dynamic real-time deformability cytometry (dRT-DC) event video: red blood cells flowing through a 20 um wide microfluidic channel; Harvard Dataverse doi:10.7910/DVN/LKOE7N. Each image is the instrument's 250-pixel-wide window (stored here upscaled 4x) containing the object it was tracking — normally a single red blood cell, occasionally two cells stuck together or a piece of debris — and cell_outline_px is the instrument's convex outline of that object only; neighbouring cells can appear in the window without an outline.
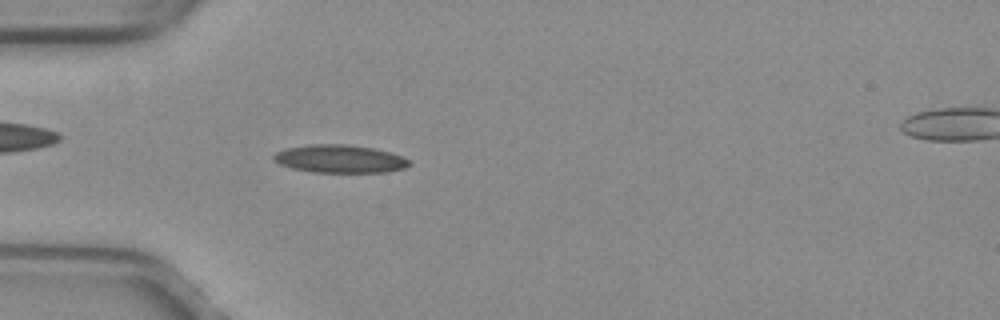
{"species": "common noctule bat (a hibernating species)", "species_latin": "Nyctalus noctula", "temperature_condition": "warm", "stored_images_in_passage": 51, "camera_frame_rate_fps": 3000, "um_per_image_px": 0.085, "animal": {"sex": "female", "body_mass_g": 29.2, "forearm_length_mm": 56.3}, "frame": {"image": 1, "passage_image": 15, "time_ms": 4.667, "image_size_px": [1000, 320], "cell_outline_px": [[412, 164], [404, 168], [388, 172], [312, 172], [292, 168], [280, 164], [272, 160], [272, 156], [276, 152], [288, 148], [312, 144], [348, 144], [372, 148], [392, 152], [408, 160]], "centroid_in_image_um": [28.88, 13.5], "position_along_channel_um": 56.1, "area_um2": 22.08}}
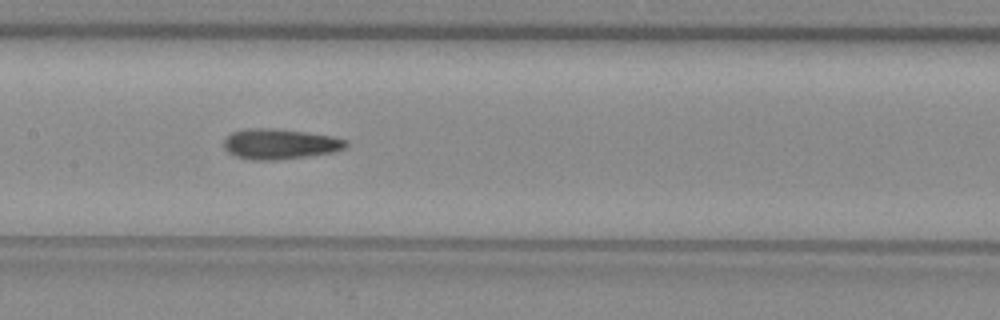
{"frame": {"image": 2, "passage_image": 25, "time_ms": 8.0, "image_size_px": [1000, 320], "cell_outline_px": [[348, 144], [344, 148], [336, 152], [280, 160], [252, 160], [236, 156], [228, 152], [224, 148], [224, 140], [232, 132], [248, 128], [272, 128], [332, 136], [348, 140]], "centroid_in_image_um": [23.8, 12.25], "position_along_channel_um": 183.6, "area_um2": 21.62}}
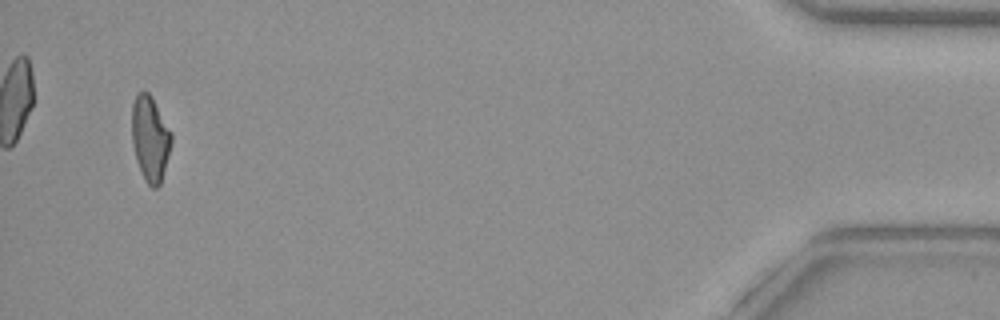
{"frame": {"image": 3, "passage_image": 49, "time_ms": 16.0, "image_size_px": [1000, 320], "cell_outline_px": [[172, 140], [168, 156], [160, 184], [156, 188], [152, 188], [144, 180], [136, 160], [132, 144], [132, 104], [136, 96], [140, 92], [148, 92], [152, 96], [172, 132]], "centroid_in_image_um": [12.76, 11.77], "position_along_channel_um": 422.4, "area_um2": 19.65}, "authors_computed_cell_mechanics": {"area_um2": 20.6346, "velocity_mm_per_s": 4.0276, "shape_relaxation_time_tau1_ms": null, "shape_relaxation_time_tau2_ms": 3.6472, "deformation_change_tau1": null, "deformation_change_tau2": 0.1197}}